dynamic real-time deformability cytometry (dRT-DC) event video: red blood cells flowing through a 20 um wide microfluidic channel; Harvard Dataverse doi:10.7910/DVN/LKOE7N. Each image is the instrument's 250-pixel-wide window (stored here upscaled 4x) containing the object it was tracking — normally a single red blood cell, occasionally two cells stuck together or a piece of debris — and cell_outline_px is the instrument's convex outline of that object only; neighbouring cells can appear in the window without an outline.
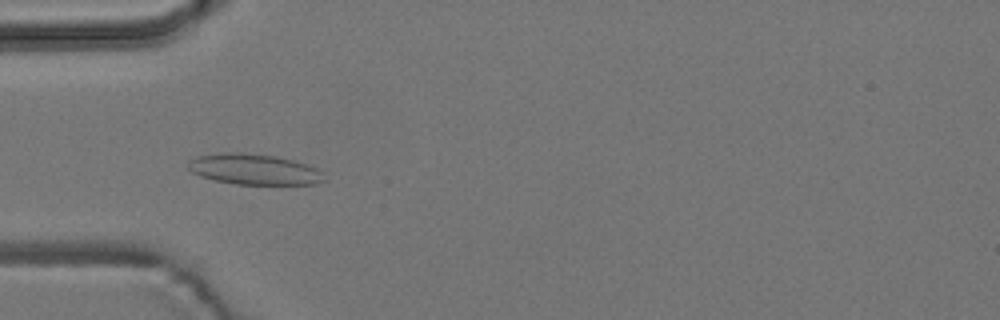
{"species": "common noctule bat (a hibernating species)", "species_latin": "Nyctalus noctula", "temperature_condition": "room temperature", "stored_images_in_passage": 4, "camera_frame_rate_fps": 3000, "um_per_image_px": 0.085, "animal": {"sex": "male", "body_mass_g": 19.2, "forearm_length_mm": 51.8}, "frame": {"image": 1, "passage_image": 4, "time_ms": 3.667, "image_size_px": [1000, 320], "cell_outline_px": [[324, 180], [316, 184], [236, 184], [216, 180], [200, 176], [192, 172], [188, 168], [188, 160], [196, 156], [224, 152], [240, 152], [276, 156], [308, 164], [324, 172]], "centroid_in_image_um": [21.59, 14.38], "position_along_channel_um": 63.4, "area_um2": 24.39}}